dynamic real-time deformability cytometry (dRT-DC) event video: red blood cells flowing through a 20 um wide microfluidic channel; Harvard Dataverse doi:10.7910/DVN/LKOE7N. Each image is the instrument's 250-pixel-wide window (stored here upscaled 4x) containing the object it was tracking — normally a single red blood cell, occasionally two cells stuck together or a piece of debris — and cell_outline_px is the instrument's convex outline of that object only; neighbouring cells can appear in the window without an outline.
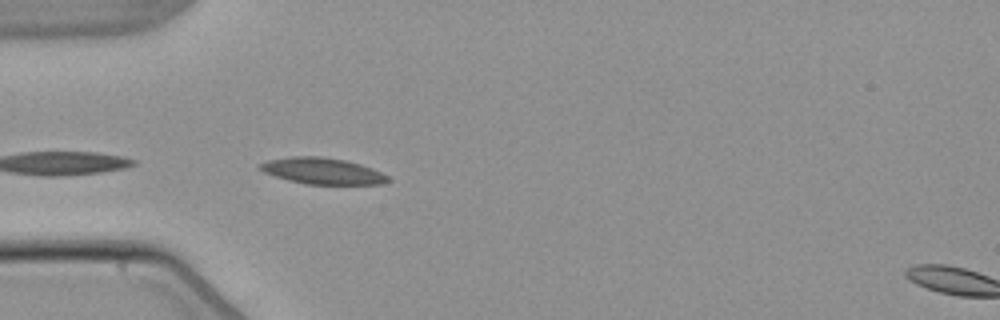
{"species": "common noctule bat (a hibernating species)", "species_latin": "Nyctalus noctula", "temperature_condition": "warm", "stored_images_in_passage": 3, "segment_of_instrument_passage": [1, 2], "camera_frame_rate_fps": 3000, "um_per_image_px": 0.085, "animal": {"sex": "male", "body_mass_g": 21.5, "forearm_length_mm": 52.0}, "frame": {"image": 1, "passage_image": 2, "time_ms": 1.333, "image_size_px": [1000, 320], "cell_outline_px": [[392, 180], [380, 184], [304, 184], [288, 180], [264, 172], [256, 168], [260, 164], [268, 160], [292, 156], [320, 156], [344, 160], [360, 164], [372, 168], [388, 176]], "centroid_in_image_um": [27.39, 14.53], "position_along_channel_um": 57.6, "area_um2": 19.54}}